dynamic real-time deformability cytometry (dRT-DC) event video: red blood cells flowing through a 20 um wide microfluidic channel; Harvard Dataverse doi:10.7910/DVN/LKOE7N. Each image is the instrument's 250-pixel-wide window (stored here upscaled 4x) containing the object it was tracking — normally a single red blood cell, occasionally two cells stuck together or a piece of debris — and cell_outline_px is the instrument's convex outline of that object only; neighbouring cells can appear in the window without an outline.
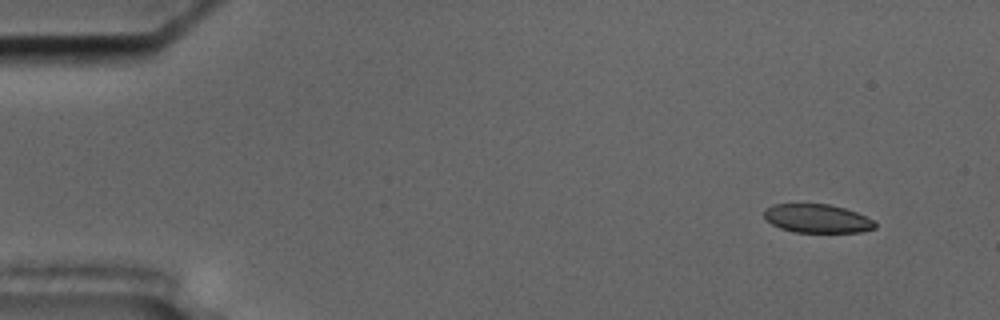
{"species": "common noctule bat (a hibernating species)", "species_latin": "Nyctalus noctula", "temperature_condition": "cold", "stored_images_in_passage": 29, "camera_frame_rate_fps": 3000, "um_per_image_px": 0.085, "animal": {"sex": "male", "body_mass_g": 17.5, "forearm_length_mm": 52.3}, "frame": {"image": 1, "passage_image": 2, "time_ms": 0.333, "image_size_px": [1000, 320], "cell_outline_px": [[876, 228], [860, 232], [796, 232], [780, 228], [772, 224], [764, 216], [764, 212], [772, 204], [828, 204], [844, 208], [856, 212], [872, 220], [876, 224]], "centroid_in_image_um": [69.47, 18.57], "position_along_channel_um": 15.5, "area_um2": 18.26}}
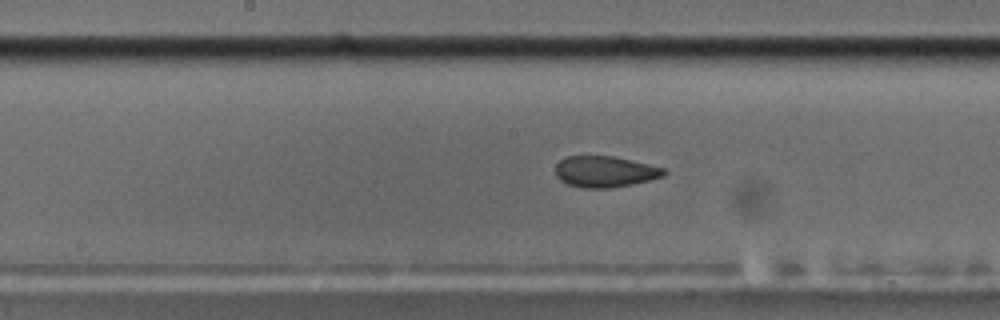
{"frame": {"image": 2, "passage_image": 26, "time_ms": 8.333, "image_size_px": [1000, 320], "cell_outline_px": [[668, 172], [664, 176], [632, 184], [612, 188], [580, 188], [568, 184], [560, 180], [556, 176], [556, 164], [560, 160], [568, 156], [612, 156], [648, 164], [664, 168]], "centroid_in_image_um": [51.41, 14.6], "position_along_channel_um": 196.8, "area_um2": 19.65}}
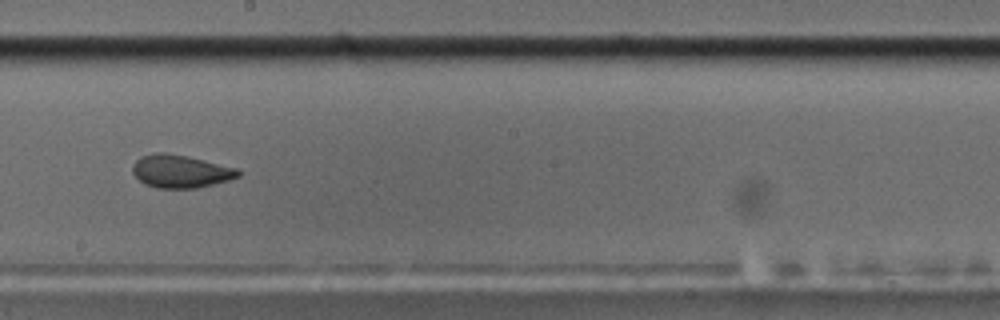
{"frame": {"image": 3, "passage_image": 29, "time_ms": 9.333, "image_size_px": [1000, 320], "cell_outline_px": [[240, 176], [228, 180], [196, 188], [156, 188], [144, 184], [132, 172], [132, 164], [140, 156], [152, 152], [168, 152], [188, 156], [236, 168], [240, 172]], "centroid_in_image_um": [15.29, 14.54], "position_along_channel_um": 232.9, "area_um2": 20.35}}